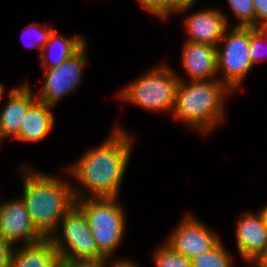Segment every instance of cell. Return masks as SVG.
<instances>
[{
	"mask_svg": "<svg viewBox=\"0 0 267 267\" xmlns=\"http://www.w3.org/2000/svg\"><path fill=\"white\" fill-rule=\"evenodd\" d=\"M117 197L79 198L75 204L83 211L98 250L112 257L125 233V213Z\"/></svg>",
	"mask_w": 267,
	"mask_h": 267,
	"instance_id": "277c9868",
	"label": "cell"
},
{
	"mask_svg": "<svg viewBox=\"0 0 267 267\" xmlns=\"http://www.w3.org/2000/svg\"><path fill=\"white\" fill-rule=\"evenodd\" d=\"M232 257L221 241L210 251L190 259L191 267H232Z\"/></svg>",
	"mask_w": 267,
	"mask_h": 267,
	"instance_id": "ac0fdd59",
	"label": "cell"
},
{
	"mask_svg": "<svg viewBox=\"0 0 267 267\" xmlns=\"http://www.w3.org/2000/svg\"><path fill=\"white\" fill-rule=\"evenodd\" d=\"M154 256L156 267H191L189 258L174 251L166 243L156 250Z\"/></svg>",
	"mask_w": 267,
	"mask_h": 267,
	"instance_id": "d6986e66",
	"label": "cell"
},
{
	"mask_svg": "<svg viewBox=\"0 0 267 267\" xmlns=\"http://www.w3.org/2000/svg\"><path fill=\"white\" fill-rule=\"evenodd\" d=\"M185 27L188 31L186 41L210 44L218 47L225 31L230 29L228 18L218 9H203L186 17Z\"/></svg>",
	"mask_w": 267,
	"mask_h": 267,
	"instance_id": "8fae6325",
	"label": "cell"
},
{
	"mask_svg": "<svg viewBox=\"0 0 267 267\" xmlns=\"http://www.w3.org/2000/svg\"><path fill=\"white\" fill-rule=\"evenodd\" d=\"M4 86L0 83V101H1V98H2V95H3V92H4Z\"/></svg>",
	"mask_w": 267,
	"mask_h": 267,
	"instance_id": "1f68e13d",
	"label": "cell"
},
{
	"mask_svg": "<svg viewBox=\"0 0 267 267\" xmlns=\"http://www.w3.org/2000/svg\"><path fill=\"white\" fill-rule=\"evenodd\" d=\"M253 264H255L256 267H267V246Z\"/></svg>",
	"mask_w": 267,
	"mask_h": 267,
	"instance_id": "83f0119b",
	"label": "cell"
},
{
	"mask_svg": "<svg viewBox=\"0 0 267 267\" xmlns=\"http://www.w3.org/2000/svg\"><path fill=\"white\" fill-rule=\"evenodd\" d=\"M257 28L265 36V40L267 41V21L264 23H261Z\"/></svg>",
	"mask_w": 267,
	"mask_h": 267,
	"instance_id": "f1b7e54d",
	"label": "cell"
},
{
	"mask_svg": "<svg viewBox=\"0 0 267 267\" xmlns=\"http://www.w3.org/2000/svg\"><path fill=\"white\" fill-rule=\"evenodd\" d=\"M85 40L86 39L80 35L74 37L71 36V38L60 34L58 35L57 30H54L50 35L49 41L44 45L40 52L43 69L58 67L65 60L70 59L86 44ZM50 48L55 49V56H53L55 59L53 58L52 60H48V55L45 54Z\"/></svg>",
	"mask_w": 267,
	"mask_h": 267,
	"instance_id": "e0dca14e",
	"label": "cell"
},
{
	"mask_svg": "<svg viewBox=\"0 0 267 267\" xmlns=\"http://www.w3.org/2000/svg\"><path fill=\"white\" fill-rule=\"evenodd\" d=\"M179 81L172 68L164 64L129 83L118 96L148 111L173 112Z\"/></svg>",
	"mask_w": 267,
	"mask_h": 267,
	"instance_id": "5b68a950",
	"label": "cell"
},
{
	"mask_svg": "<svg viewBox=\"0 0 267 267\" xmlns=\"http://www.w3.org/2000/svg\"><path fill=\"white\" fill-rule=\"evenodd\" d=\"M116 267H137L134 262H129V263H119Z\"/></svg>",
	"mask_w": 267,
	"mask_h": 267,
	"instance_id": "4dcf8cb0",
	"label": "cell"
},
{
	"mask_svg": "<svg viewBox=\"0 0 267 267\" xmlns=\"http://www.w3.org/2000/svg\"><path fill=\"white\" fill-rule=\"evenodd\" d=\"M217 47V72L223 71L224 83L232 92L239 89V84L253 69L250 59V27L234 26L226 30Z\"/></svg>",
	"mask_w": 267,
	"mask_h": 267,
	"instance_id": "52a82bcc",
	"label": "cell"
},
{
	"mask_svg": "<svg viewBox=\"0 0 267 267\" xmlns=\"http://www.w3.org/2000/svg\"><path fill=\"white\" fill-rule=\"evenodd\" d=\"M0 236L11 244L23 241L24 245L45 239L32 223L21 197L0 205Z\"/></svg>",
	"mask_w": 267,
	"mask_h": 267,
	"instance_id": "30bf717a",
	"label": "cell"
},
{
	"mask_svg": "<svg viewBox=\"0 0 267 267\" xmlns=\"http://www.w3.org/2000/svg\"><path fill=\"white\" fill-rule=\"evenodd\" d=\"M107 259L109 258H102L99 260H67L61 261V267H108ZM132 261H128L126 259H117L114 263H111L109 267H116L119 263H129ZM107 265V266H106Z\"/></svg>",
	"mask_w": 267,
	"mask_h": 267,
	"instance_id": "7402d4cb",
	"label": "cell"
},
{
	"mask_svg": "<svg viewBox=\"0 0 267 267\" xmlns=\"http://www.w3.org/2000/svg\"><path fill=\"white\" fill-rule=\"evenodd\" d=\"M39 26H41V24L39 23H34L31 24L30 26L27 27H33L31 31L36 30V41L33 44H28V47L31 48H35L37 47L39 49V51L41 52L42 48L44 47V45L49 41L50 35L52 34V32L55 30L52 27H50L49 25H45L46 27H43L39 29ZM25 32H27V30L25 29ZM33 33V32H32ZM27 44V43H26Z\"/></svg>",
	"mask_w": 267,
	"mask_h": 267,
	"instance_id": "cb8c5ba5",
	"label": "cell"
},
{
	"mask_svg": "<svg viewBox=\"0 0 267 267\" xmlns=\"http://www.w3.org/2000/svg\"><path fill=\"white\" fill-rule=\"evenodd\" d=\"M123 130L116 126L102 145L86 151L78 162L67 168L84 188H73L75 200L118 197L133 146V139Z\"/></svg>",
	"mask_w": 267,
	"mask_h": 267,
	"instance_id": "6da1fadb",
	"label": "cell"
},
{
	"mask_svg": "<svg viewBox=\"0 0 267 267\" xmlns=\"http://www.w3.org/2000/svg\"><path fill=\"white\" fill-rule=\"evenodd\" d=\"M236 238L242 259L253 263L267 246V226L262 214H243L238 220Z\"/></svg>",
	"mask_w": 267,
	"mask_h": 267,
	"instance_id": "7c38bea8",
	"label": "cell"
},
{
	"mask_svg": "<svg viewBox=\"0 0 267 267\" xmlns=\"http://www.w3.org/2000/svg\"><path fill=\"white\" fill-rule=\"evenodd\" d=\"M49 239L58 251L61 261L105 258L98 250L83 211L76 204L60 220L59 227Z\"/></svg>",
	"mask_w": 267,
	"mask_h": 267,
	"instance_id": "8992f818",
	"label": "cell"
},
{
	"mask_svg": "<svg viewBox=\"0 0 267 267\" xmlns=\"http://www.w3.org/2000/svg\"><path fill=\"white\" fill-rule=\"evenodd\" d=\"M179 80L171 114L206 134L224 120V99L232 91L220 79L190 81L189 84L180 77Z\"/></svg>",
	"mask_w": 267,
	"mask_h": 267,
	"instance_id": "3957f363",
	"label": "cell"
},
{
	"mask_svg": "<svg viewBox=\"0 0 267 267\" xmlns=\"http://www.w3.org/2000/svg\"><path fill=\"white\" fill-rule=\"evenodd\" d=\"M16 249L10 267H61L59 253L49 238Z\"/></svg>",
	"mask_w": 267,
	"mask_h": 267,
	"instance_id": "2e32d148",
	"label": "cell"
},
{
	"mask_svg": "<svg viewBox=\"0 0 267 267\" xmlns=\"http://www.w3.org/2000/svg\"><path fill=\"white\" fill-rule=\"evenodd\" d=\"M24 177L22 199L35 228L45 237H51L60 220L75 205L73 186L56 176L21 167Z\"/></svg>",
	"mask_w": 267,
	"mask_h": 267,
	"instance_id": "7a4b0ae2",
	"label": "cell"
},
{
	"mask_svg": "<svg viewBox=\"0 0 267 267\" xmlns=\"http://www.w3.org/2000/svg\"><path fill=\"white\" fill-rule=\"evenodd\" d=\"M236 16L234 26L255 27V10L253 0H227Z\"/></svg>",
	"mask_w": 267,
	"mask_h": 267,
	"instance_id": "ffe728a7",
	"label": "cell"
},
{
	"mask_svg": "<svg viewBox=\"0 0 267 267\" xmlns=\"http://www.w3.org/2000/svg\"><path fill=\"white\" fill-rule=\"evenodd\" d=\"M265 36L256 27H250V59L252 65L259 61L262 55V44Z\"/></svg>",
	"mask_w": 267,
	"mask_h": 267,
	"instance_id": "603a6c76",
	"label": "cell"
},
{
	"mask_svg": "<svg viewBox=\"0 0 267 267\" xmlns=\"http://www.w3.org/2000/svg\"><path fill=\"white\" fill-rule=\"evenodd\" d=\"M5 138L2 136V133H1V130H0V144L2 143V141L4 140Z\"/></svg>",
	"mask_w": 267,
	"mask_h": 267,
	"instance_id": "d6a6232c",
	"label": "cell"
},
{
	"mask_svg": "<svg viewBox=\"0 0 267 267\" xmlns=\"http://www.w3.org/2000/svg\"><path fill=\"white\" fill-rule=\"evenodd\" d=\"M196 0H170V14L189 10Z\"/></svg>",
	"mask_w": 267,
	"mask_h": 267,
	"instance_id": "4316f807",
	"label": "cell"
},
{
	"mask_svg": "<svg viewBox=\"0 0 267 267\" xmlns=\"http://www.w3.org/2000/svg\"><path fill=\"white\" fill-rule=\"evenodd\" d=\"M28 83L9 92V99L0 111V130L4 138H14L21 128L29 107L37 100Z\"/></svg>",
	"mask_w": 267,
	"mask_h": 267,
	"instance_id": "5bb4252c",
	"label": "cell"
},
{
	"mask_svg": "<svg viewBox=\"0 0 267 267\" xmlns=\"http://www.w3.org/2000/svg\"><path fill=\"white\" fill-rule=\"evenodd\" d=\"M51 107L53 106L37 99L29 107L25 119L21 124L20 132L14 139L25 142H38L48 136L55 124Z\"/></svg>",
	"mask_w": 267,
	"mask_h": 267,
	"instance_id": "9a60e30c",
	"label": "cell"
},
{
	"mask_svg": "<svg viewBox=\"0 0 267 267\" xmlns=\"http://www.w3.org/2000/svg\"><path fill=\"white\" fill-rule=\"evenodd\" d=\"M86 44L70 59L65 60L58 67L43 69L44 85L40 94H36L38 100L54 106L66 94L71 93L81 82L83 69L87 63Z\"/></svg>",
	"mask_w": 267,
	"mask_h": 267,
	"instance_id": "ba28073f",
	"label": "cell"
},
{
	"mask_svg": "<svg viewBox=\"0 0 267 267\" xmlns=\"http://www.w3.org/2000/svg\"><path fill=\"white\" fill-rule=\"evenodd\" d=\"M220 241L216 233L188 214L179 226L175 227L166 244L191 259L212 250Z\"/></svg>",
	"mask_w": 267,
	"mask_h": 267,
	"instance_id": "9c48e42d",
	"label": "cell"
},
{
	"mask_svg": "<svg viewBox=\"0 0 267 267\" xmlns=\"http://www.w3.org/2000/svg\"><path fill=\"white\" fill-rule=\"evenodd\" d=\"M255 10V27L267 21V0H253Z\"/></svg>",
	"mask_w": 267,
	"mask_h": 267,
	"instance_id": "484cf974",
	"label": "cell"
},
{
	"mask_svg": "<svg viewBox=\"0 0 267 267\" xmlns=\"http://www.w3.org/2000/svg\"><path fill=\"white\" fill-rule=\"evenodd\" d=\"M260 213L262 214L265 224L267 226V204L261 209Z\"/></svg>",
	"mask_w": 267,
	"mask_h": 267,
	"instance_id": "f546056e",
	"label": "cell"
},
{
	"mask_svg": "<svg viewBox=\"0 0 267 267\" xmlns=\"http://www.w3.org/2000/svg\"><path fill=\"white\" fill-rule=\"evenodd\" d=\"M145 10L161 19L170 15V0H138Z\"/></svg>",
	"mask_w": 267,
	"mask_h": 267,
	"instance_id": "44dd1931",
	"label": "cell"
},
{
	"mask_svg": "<svg viewBox=\"0 0 267 267\" xmlns=\"http://www.w3.org/2000/svg\"><path fill=\"white\" fill-rule=\"evenodd\" d=\"M13 245L0 236V267H10L13 251L15 250Z\"/></svg>",
	"mask_w": 267,
	"mask_h": 267,
	"instance_id": "d4e9b609",
	"label": "cell"
},
{
	"mask_svg": "<svg viewBox=\"0 0 267 267\" xmlns=\"http://www.w3.org/2000/svg\"><path fill=\"white\" fill-rule=\"evenodd\" d=\"M182 66L192 81H209L217 75V47L185 41L182 50Z\"/></svg>",
	"mask_w": 267,
	"mask_h": 267,
	"instance_id": "4fadbf2b",
	"label": "cell"
}]
</instances>
